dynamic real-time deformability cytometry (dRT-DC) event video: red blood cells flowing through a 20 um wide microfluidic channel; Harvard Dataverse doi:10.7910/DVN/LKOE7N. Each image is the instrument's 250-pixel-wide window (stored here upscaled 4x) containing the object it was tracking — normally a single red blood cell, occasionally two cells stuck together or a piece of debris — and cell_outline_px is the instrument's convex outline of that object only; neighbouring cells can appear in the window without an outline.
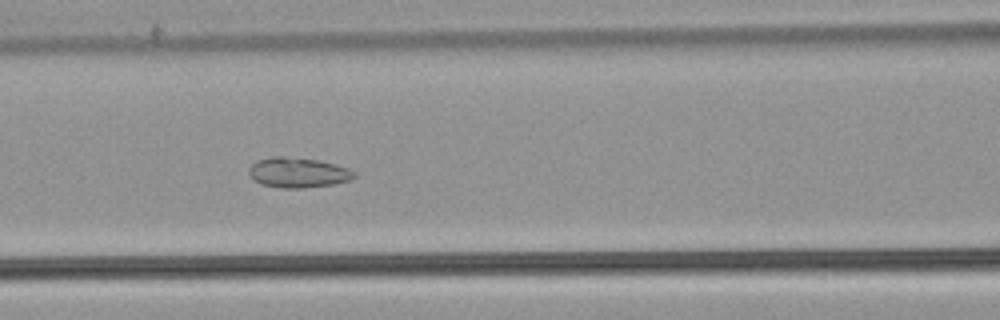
{"species": "common noctule bat (a hibernating species)", "species_latin": "Nyctalus noctula", "temperature_condition": "warm", "stored_images_in_passage": 43, "camera_frame_rate_fps": 3000, "um_per_image_px": 0.085, "animal": {"sex": "male", "body_mass_g": 21.5, "forearm_length_mm": 52.0}, "frame": {"image": 1, "passage_image": 13, "time_ms": 4.0, "image_size_px": [1000, 320], "cell_outline_px": [[356, 176], [348, 180], [332, 184], [304, 188], [280, 188], [260, 184], [248, 172], [248, 168], [256, 160], [272, 156], [284, 156], [320, 160], [336, 164], [348, 168], [356, 172]], "centroid_in_image_um": [25.32, 14.65], "position_along_channel_um": 141.3, "area_um2": 18.55}}
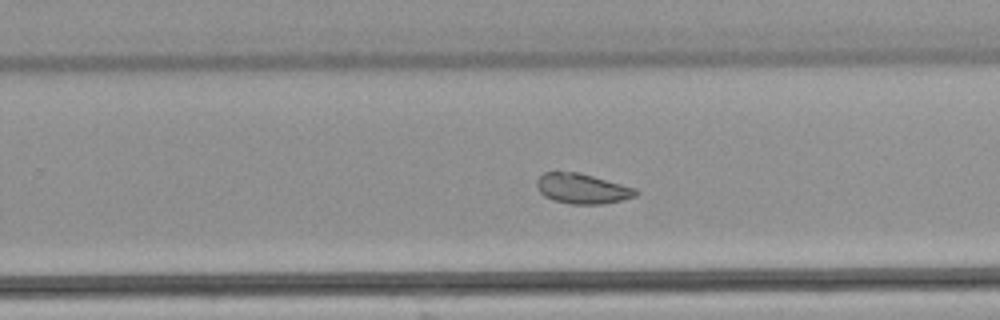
{"frame": {"image": 2, "passage_image": 24, "time_ms": 7.667, "image_size_px": [1000, 320], "cell_outline_px": [[636, 196], [604, 204], [572, 204], [552, 200], [544, 196], [536, 188], [536, 180], [544, 172], [576, 172], [592, 176], [636, 188]], "centroid_in_image_um": [49.44, 16.04], "position_along_channel_um": 280.4, "area_um2": 17.22}}
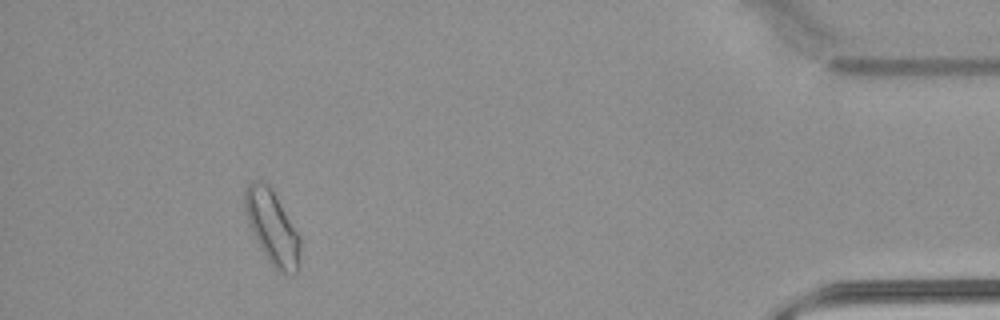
{"frame": {"image": 3, "passage_image": 39, "time_ms": 12.667, "image_size_px": [1000, 320], "cell_outline_px": [[300, 248], [296, 272], [280, 272], [268, 260], [260, 248], [256, 240], [244, 212], [244, 188], [252, 180], [260, 180], [268, 184], [300, 236]], "centroid_in_image_um": [23.09, 19.27], "position_along_channel_um": 412.1, "area_um2": 23.24}, "authors_computed_cell_mechanics": {"area_um2": 18.8428, "velocity_mm_per_s": 3.8057, "shape_relaxation_time_tau1_ms": null, "shape_relaxation_time_tau2_ms": 1.9153, "deformation_change_tau1": null, "deformation_change_tau2": 0.0734}}